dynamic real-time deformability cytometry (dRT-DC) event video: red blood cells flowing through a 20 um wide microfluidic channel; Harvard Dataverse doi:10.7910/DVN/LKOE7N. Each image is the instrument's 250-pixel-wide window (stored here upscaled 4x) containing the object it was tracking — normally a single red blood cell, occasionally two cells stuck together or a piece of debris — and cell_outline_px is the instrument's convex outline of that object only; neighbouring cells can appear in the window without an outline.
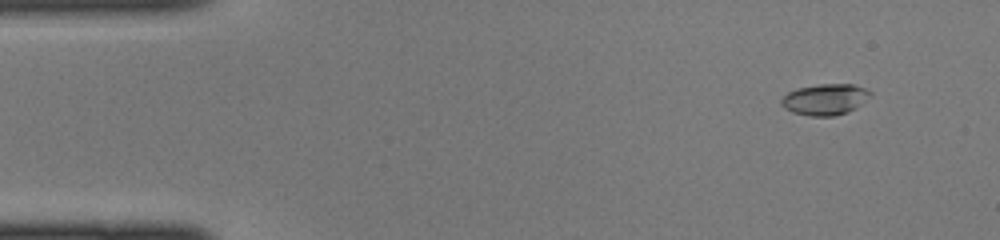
{"species": "common noctule bat (a hibernating species)", "species_latin": "Nyctalus noctula", "temperature_condition": "cold", "stored_images_in_passage": 45, "camera_frame_rate_fps": 3000, "um_per_image_px": 0.085, "animal": {"sex": "female", "body_mass_g": 22.0, "forearm_length_mm": 56.7}, "frame": {"image": 1, "passage_image": 4, "time_ms": 1.0, "image_size_px": [1000, 240], "cell_outline_px": [[872, 96], [856, 108], [848, 112], [836, 116], [808, 116], [792, 112], [784, 108], [780, 104], [780, 100], [788, 92], [796, 88], [820, 84], [852, 84], [864, 88], [872, 92]], "centroid_in_image_um": [70.13, 8.46], "position_along_channel_um": 14.9, "area_um2": 16.36}}
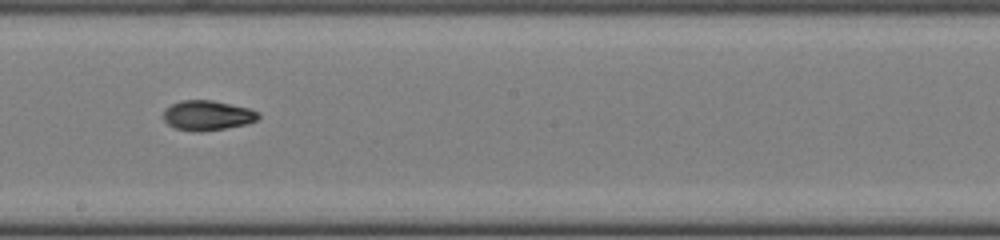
{"frame": {"image": 2, "passage_image": 25, "time_ms": 8.0, "image_size_px": [1000, 240], "cell_outline_px": [[260, 116], [256, 120], [248, 124], [200, 132], [192, 132], [172, 128], [164, 120], [164, 108], [180, 100], [212, 100], [252, 108], [260, 112]], "centroid_in_image_um": [17.64, 9.81], "position_along_channel_um": 230.6, "area_um2": 16.88}}
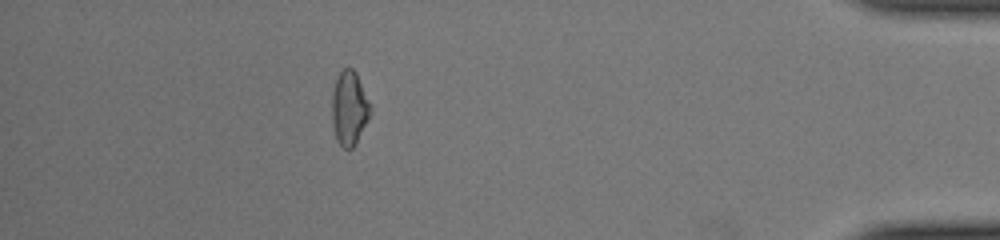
{"frame": {"image": 3, "passage_image": 40, "time_ms": 13.0, "image_size_px": [1000, 240], "cell_outline_px": [[372, 112], [368, 120], [352, 148], [344, 148], [336, 140], [332, 120], [332, 92], [336, 80], [340, 72], [344, 68], [352, 68], [356, 72], [372, 104]], "centroid_in_image_um": [29.71, 9.17], "position_along_channel_um": 405.5, "area_um2": 16.65}}